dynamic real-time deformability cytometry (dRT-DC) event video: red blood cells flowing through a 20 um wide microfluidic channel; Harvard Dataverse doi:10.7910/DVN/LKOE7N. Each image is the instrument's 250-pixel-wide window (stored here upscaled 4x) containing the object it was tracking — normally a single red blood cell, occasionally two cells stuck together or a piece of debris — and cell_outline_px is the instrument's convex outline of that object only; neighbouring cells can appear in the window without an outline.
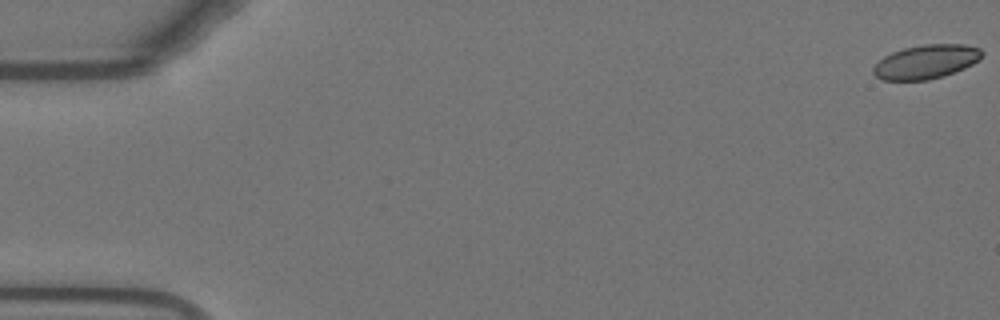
{"species": "Egyptian fruit bat (a non-hibernating species)", "species_latin": "Rousettus aegyptiacus", "temperature_condition": "warm", "stored_images_in_passage": 18, "camera_frame_rate_fps": 3000, "um_per_image_px": 0.085, "animal": {"sex": "female"}, "frame": {"image": 1, "passage_image": 1, "time_ms": 0.0, "image_size_px": [1000, 320], "cell_outline_px": [[984, 52], [972, 64], [964, 68], [928, 80], [884, 80], [876, 76], [872, 72], [872, 68], [884, 56], [892, 52], [904, 48], [924, 44], [964, 44], [980, 48]], "centroid_in_image_um": [78.69, 5.24], "position_along_channel_um": 6.3, "area_um2": 21.21}}
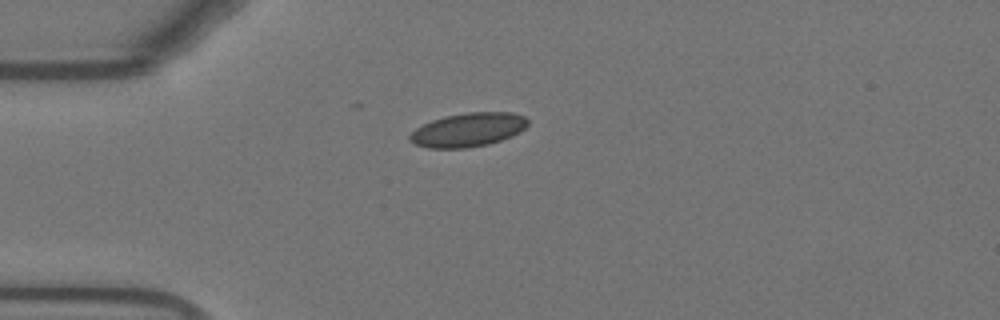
{"frame": {"image": 2, "passage_image": 15, "time_ms": 4.667, "image_size_px": [1000, 320], "cell_outline_px": [[528, 124], [520, 132], [512, 136], [488, 144], [464, 148], [428, 148], [416, 144], [408, 140], [408, 136], [416, 128], [432, 120], [444, 116], [468, 112], [512, 112], [524, 116], [528, 120]], "centroid_in_image_um": [39.79, 11.03], "position_along_channel_um": 45.2, "area_um2": 23.24}}